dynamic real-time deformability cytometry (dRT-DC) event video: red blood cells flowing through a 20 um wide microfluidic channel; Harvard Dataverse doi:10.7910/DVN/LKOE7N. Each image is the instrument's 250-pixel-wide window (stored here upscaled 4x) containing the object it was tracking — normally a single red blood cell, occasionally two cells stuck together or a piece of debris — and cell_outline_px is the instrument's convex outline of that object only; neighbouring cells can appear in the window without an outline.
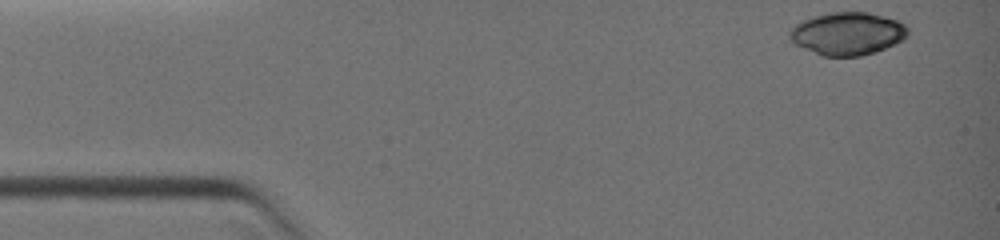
{"species": "common noctule bat (a hibernating species)", "species_latin": "Nyctalus noctula", "temperature_condition": "warm", "stored_images_in_passage": 6, "camera_frame_rate_fps": 3000, "um_per_image_px": 0.085, "animal": {"sex": "female", "body_mass_g": 19.0, "forearm_length_mm": 51.5}, "frame": {"image": 1, "passage_image": 1, "time_ms": 0.0, "image_size_px": [1000, 240], "cell_outline_px": [[908, 32], [904, 40], [876, 52], [860, 56], [820, 56], [796, 44], [788, 36], [788, 32], [800, 20], [812, 16], [828, 12], [868, 12], [884, 16], [896, 20], [904, 24], [908, 28]], "centroid_in_image_um": [72.03, 2.85], "position_along_channel_um": 13.0, "area_um2": 29.65}}